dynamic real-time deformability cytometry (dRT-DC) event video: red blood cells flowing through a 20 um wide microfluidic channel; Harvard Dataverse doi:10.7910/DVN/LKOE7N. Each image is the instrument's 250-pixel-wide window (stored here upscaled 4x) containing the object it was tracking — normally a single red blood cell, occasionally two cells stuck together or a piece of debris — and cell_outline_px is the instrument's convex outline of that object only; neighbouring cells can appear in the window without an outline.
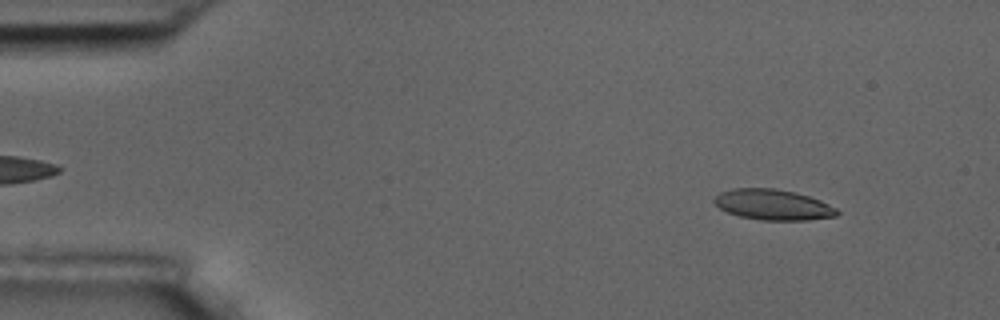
{"species": "common noctule bat (a hibernating species)", "species_latin": "Nyctalus noctula", "temperature_condition": "room temperature", "stored_images_in_passage": 4, "camera_frame_rate_fps": 3000, "um_per_image_px": 0.085, "animal": {"sex": "male", "body_mass_g": 17.5, "forearm_length_mm": 52.3}, "frame": {"image": 1, "passage_image": 1, "time_ms": 0.0, "image_size_px": [1000, 320], "cell_outline_px": [[840, 212], [836, 216], [808, 220], [760, 220], [740, 216], [728, 212], [720, 208], [712, 200], [720, 192], [732, 188], [776, 188], [808, 196], [820, 200], [836, 208]], "centroid_in_image_um": [65.7, 17.4], "position_along_channel_um": 19.3, "area_um2": 21.79}}
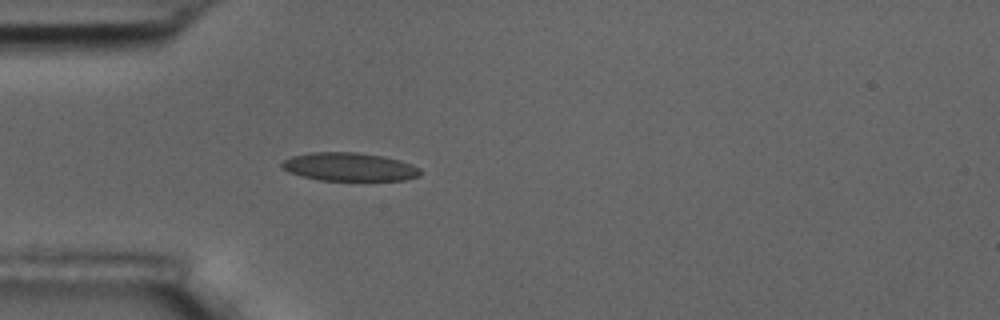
{"frame": {"image": 2, "passage_image": 4, "time_ms": 3.333, "image_size_px": [1000, 320], "cell_outline_px": [[420, 176], [404, 180], [320, 180], [288, 172], [280, 164], [284, 160], [292, 156], [308, 152], [356, 152], [384, 156], [400, 160], [412, 164], [420, 168]], "centroid_in_image_um": [29.71, 14.17], "position_along_channel_um": 55.3, "area_um2": 22.83}}